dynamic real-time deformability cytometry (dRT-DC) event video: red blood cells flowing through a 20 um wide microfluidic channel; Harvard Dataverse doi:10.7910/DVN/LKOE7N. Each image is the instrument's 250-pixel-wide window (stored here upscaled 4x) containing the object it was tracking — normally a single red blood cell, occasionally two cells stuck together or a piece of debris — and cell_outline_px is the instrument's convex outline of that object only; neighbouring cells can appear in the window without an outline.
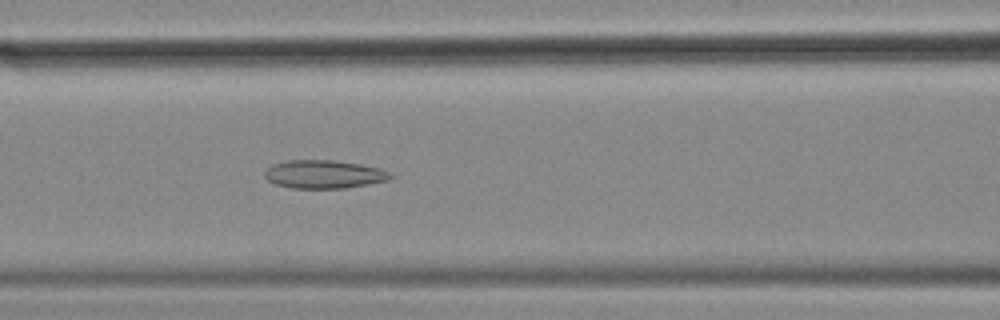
{"species": "common noctule bat (a hibernating species)", "species_latin": "Nyctalus noctula", "temperature_condition": "cold", "stored_images_in_passage": 49, "camera_frame_rate_fps": 3000, "um_per_image_px": 0.085, "animal": {"sex": "female", "body_mass_g": 18.4}, "frame": {"image": 1, "passage_image": 23, "time_ms": 7.333, "image_size_px": [1000, 320], "cell_outline_px": [[392, 176], [388, 180], [368, 184], [344, 188], [292, 188], [276, 184], [268, 180], [264, 176], [264, 172], [272, 164], [288, 160], [332, 160], [360, 164], [380, 168], [388, 172]], "centroid_in_image_um": [27.51, 14.81], "position_along_channel_um": 139.1, "area_um2": 20.58}}
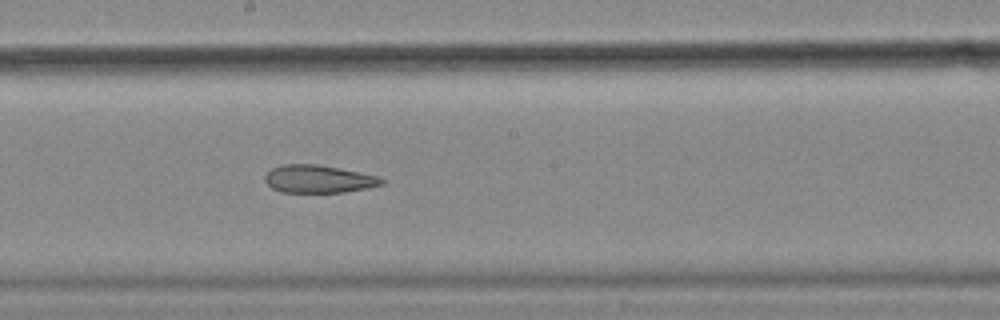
{"frame": {"image": 2, "passage_image": 30, "time_ms": 9.667, "image_size_px": [1000, 320], "cell_outline_px": [[388, 180], [384, 184], [344, 192], [280, 192], [272, 188], [264, 180], [264, 176], [272, 168], [280, 164], [316, 164], [360, 172], [380, 176]], "centroid_in_image_um": [27.09, 15.21], "position_along_channel_um": 221.1, "area_um2": 18.96}}
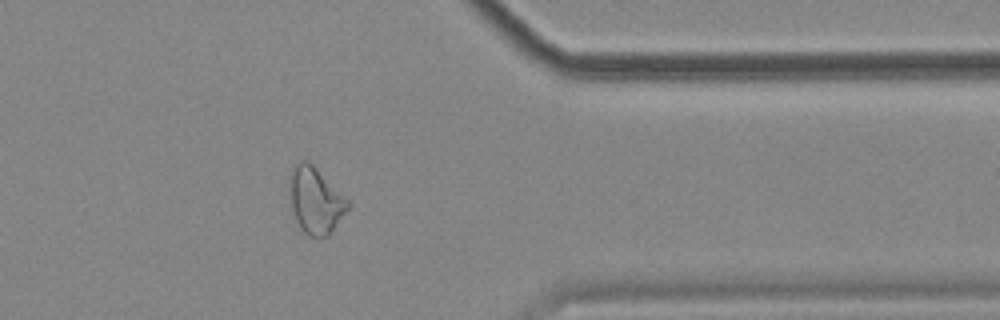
{"frame": {"image": 3, "passage_image": 45, "time_ms": 14.667, "image_size_px": [1000, 320], "cell_outline_px": [[348, 208], [328, 236], [316, 240], [308, 236], [300, 228], [296, 220], [292, 208], [292, 168], [300, 160], [308, 160], [348, 200]], "centroid_in_image_um": [26.83, 17.09], "position_along_channel_um": 384.6, "area_um2": 21.79}, "authors_computed_cell_mechanics": {"area_um2": 21.7906, "velocity_mm_per_s": 3.529, "shape_relaxation_time_tau1_ms": null, "shape_relaxation_time_tau2_ms": 4.6213, "deformation_change_tau1": null, "deformation_change_tau2": 0.1407}}